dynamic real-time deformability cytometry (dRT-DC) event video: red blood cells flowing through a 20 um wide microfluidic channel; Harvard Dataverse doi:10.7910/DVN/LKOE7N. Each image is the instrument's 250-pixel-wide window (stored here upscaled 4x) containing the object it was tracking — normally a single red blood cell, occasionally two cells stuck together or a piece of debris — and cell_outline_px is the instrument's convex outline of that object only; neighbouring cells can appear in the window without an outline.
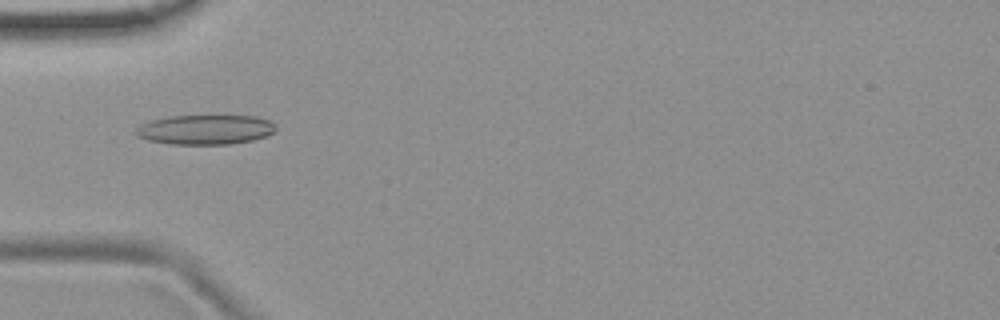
{"species": "common noctule bat (a hibernating species)", "species_latin": "Nyctalus noctula", "temperature_condition": "room temperature", "stored_images_in_passage": 39, "camera_frame_rate_fps": 3000, "um_per_image_px": 0.085, "animal": {"sex": "female", "body_mass_g": 19.9}, "frame": {"image": 1, "passage_image": 3, "time_ms": 0.667, "image_size_px": [1000, 320], "cell_outline_px": [[276, 132], [252, 140], [232, 144], [172, 144], [148, 140], [136, 136], [136, 128], [140, 124], [148, 120], [168, 116], [256, 116], [272, 120], [276, 124]], "centroid_in_image_um": [17.46, 11.01], "position_along_channel_um": 67.5, "area_um2": 24.45}}
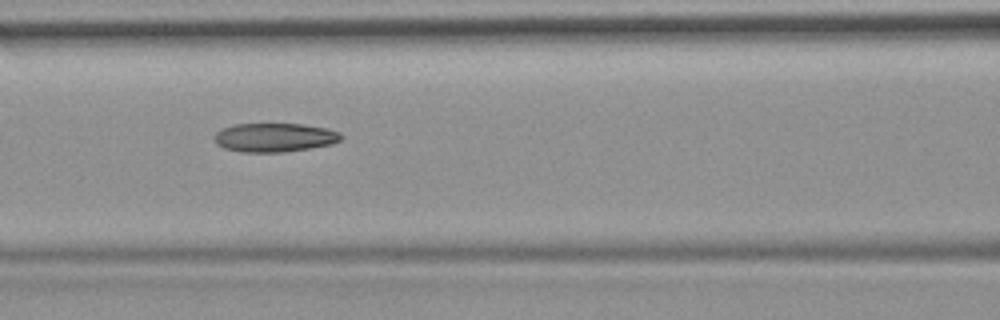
{"frame": {"image": 2, "passage_image": 9, "time_ms": 2.667, "image_size_px": [1000, 320], "cell_outline_px": [[344, 136], [340, 140], [332, 144], [284, 152], [240, 152], [224, 148], [216, 144], [212, 136], [220, 128], [232, 124], [304, 124], [328, 128], [340, 132]], "centroid_in_image_um": [23.3, 11.68], "position_along_channel_um": 143.3, "area_um2": 21.62}}
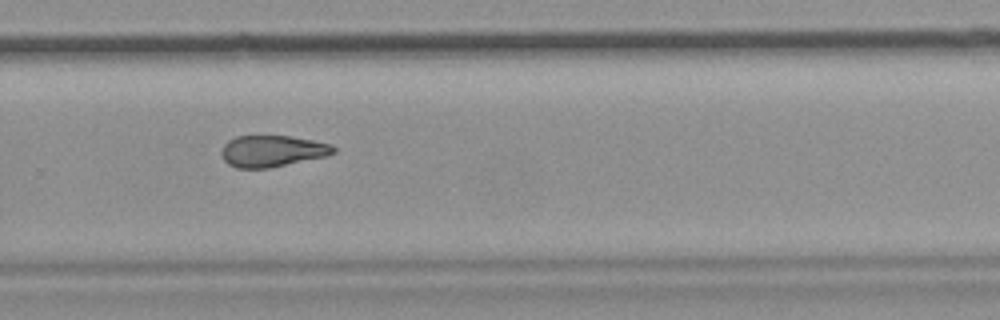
{"frame": {"image": 3, "passage_image": 22, "time_ms": 7.0, "image_size_px": [1000, 320], "cell_outline_px": [[336, 152], [328, 156], [268, 168], [236, 168], [228, 164], [224, 160], [220, 152], [224, 144], [228, 140], [236, 136], [288, 136], [312, 140], [332, 144], [336, 148]], "centroid_in_image_um": [23.14, 12.84], "position_along_channel_um": 306.7, "area_um2": 20.63}, "authors_computed_cell_mechanics": {"area_um2": 21.5594, "velocity_mm_per_s": 3.7877, "shape_relaxation_time_tau1_ms": null, "shape_relaxation_time_tau2_ms": 4.758, "deformation_change_tau1": null, "deformation_change_tau2": 0.1367}}